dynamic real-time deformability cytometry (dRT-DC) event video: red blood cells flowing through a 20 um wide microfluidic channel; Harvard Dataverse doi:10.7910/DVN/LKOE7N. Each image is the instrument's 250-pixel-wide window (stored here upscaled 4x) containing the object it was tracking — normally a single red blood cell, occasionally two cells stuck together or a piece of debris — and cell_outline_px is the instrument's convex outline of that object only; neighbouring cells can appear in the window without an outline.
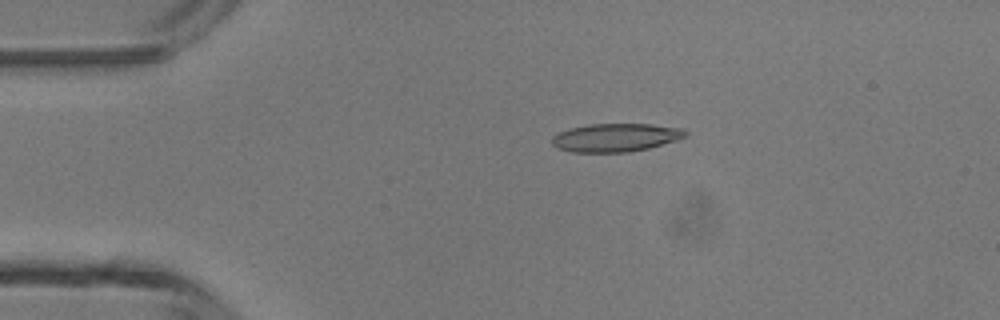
{"species": "common noctule bat (a hibernating species)", "species_latin": "Nyctalus noctula", "temperature_condition": "room temperature", "stored_images_in_passage": 4, "camera_frame_rate_fps": 3000, "um_per_image_px": 0.085, "animal": {"sex": "male", "body_mass_g": 13.3}, "frame": {"image": 1, "passage_image": 3, "time_ms": 0.667, "image_size_px": [1000, 320], "cell_outline_px": [[688, 136], [676, 140], [648, 148], [628, 152], [572, 152], [556, 148], [552, 144], [552, 136], [568, 128], [588, 124], [652, 124], [684, 128], [688, 132]], "centroid_in_image_um": [52.34, 11.68], "position_along_channel_um": 32.7, "area_um2": 22.14}}
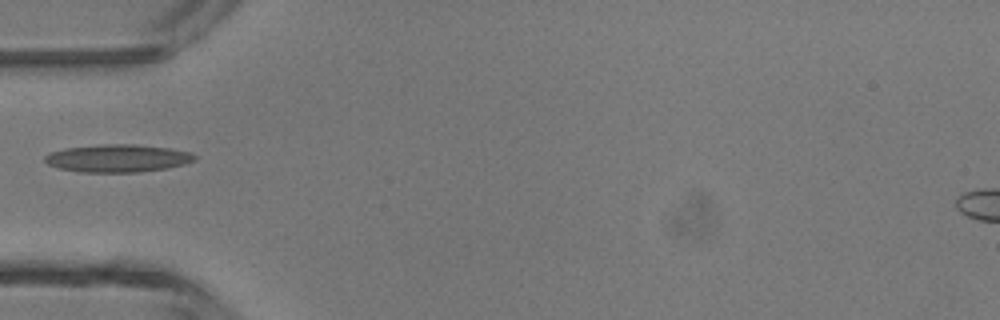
{"frame": {"image": 2, "passage_image": 4, "time_ms": 1.0, "image_size_px": [1000, 320], "cell_outline_px": [[196, 160], [184, 164], [168, 168], [136, 172], [80, 172], [60, 168], [48, 164], [44, 160], [44, 156], [52, 152], [64, 148], [100, 144], [136, 144], [168, 148], [192, 152], [196, 156]], "centroid_in_image_um": [10.02, 13.44], "position_along_channel_um": 75.0, "area_um2": 24.22}}